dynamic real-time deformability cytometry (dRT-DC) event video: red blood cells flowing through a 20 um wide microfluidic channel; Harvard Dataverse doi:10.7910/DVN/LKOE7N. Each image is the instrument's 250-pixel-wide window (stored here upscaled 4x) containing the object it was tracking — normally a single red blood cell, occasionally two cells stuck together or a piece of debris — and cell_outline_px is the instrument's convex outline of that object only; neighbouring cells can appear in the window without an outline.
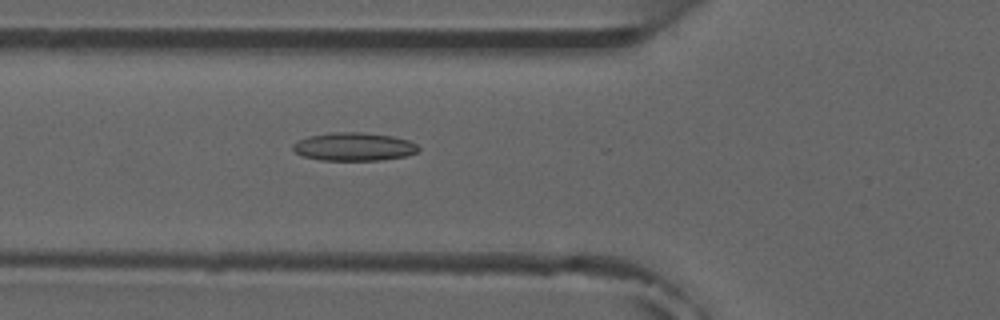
{"species": "common noctule bat (a hibernating species)", "species_latin": "Nyctalus noctula", "temperature_condition": "room temperature", "stored_images_in_passage": 6, "camera_frame_rate_fps": 3000, "um_per_image_px": 0.085, "animal": {"sex": "male", "forearm_length_mm": 52.5}, "frame": {"image": 1, "passage_image": 6, "time_ms": 5.667, "image_size_px": [1000, 320], "cell_outline_px": [[420, 148], [416, 152], [404, 156], [380, 160], [320, 160], [304, 156], [296, 152], [292, 148], [292, 144], [308, 136], [332, 132], [364, 132], [392, 136], [408, 140], [416, 144]], "centroid_in_image_um": [30.08, 12.46], "position_along_channel_um": 95.7, "area_um2": 20.52}}